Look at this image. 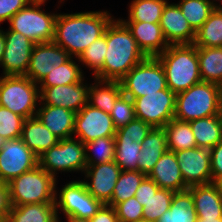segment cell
Returning <instances> with one entry per match:
<instances>
[{"mask_svg": "<svg viewBox=\"0 0 222 222\" xmlns=\"http://www.w3.org/2000/svg\"><path fill=\"white\" fill-rule=\"evenodd\" d=\"M197 147L213 148L222 141V112L190 121Z\"/></svg>", "mask_w": 222, "mask_h": 222, "instance_id": "83f0119b", "label": "cell"}, {"mask_svg": "<svg viewBox=\"0 0 222 222\" xmlns=\"http://www.w3.org/2000/svg\"><path fill=\"white\" fill-rule=\"evenodd\" d=\"M88 91V104L106 113L112 111L115 101L122 94L120 81L99 80L94 78Z\"/></svg>", "mask_w": 222, "mask_h": 222, "instance_id": "4316f807", "label": "cell"}, {"mask_svg": "<svg viewBox=\"0 0 222 222\" xmlns=\"http://www.w3.org/2000/svg\"><path fill=\"white\" fill-rule=\"evenodd\" d=\"M157 58L164 69L167 86L175 94L202 81L194 44H170Z\"/></svg>", "mask_w": 222, "mask_h": 222, "instance_id": "3957f363", "label": "cell"}, {"mask_svg": "<svg viewBox=\"0 0 222 222\" xmlns=\"http://www.w3.org/2000/svg\"><path fill=\"white\" fill-rule=\"evenodd\" d=\"M145 177L146 175L138 170L122 171L114 187L111 200L107 204L115 207L118 203L134 197Z\"/></svg>", "mask_w": 222, "mask_h": 222, "instance_id": "d590c367", "label": "cell"}, {"mask_svg": "<svg viewBox=\"0 0 222 222\" xmlns=\"http://www.w3.org/2000/svg\"><path fill=\"white\" fill-rule=\"evenodd\" d=\"M214 184L217 186L219 193L222 195V177L218 178Z\"/></svg>", "mask_w": 222, "mask_h": 222, "instance_id": "db71d44e", "label": "cell"}, {"mask_svg": "<svg viewBox=\"0 0 222 222\" xmlns=\"http://www.w3.org/2000/svg\"><path fill=\"white\" fill-rule=\"evenodd\" d=\"M21 139L38 157L60 140L36 116L24 121Z\"/></svg>", "mask_w": 222, "mask_h": 222, "instance_id": "d4e9b609", "label": "cell"}, {"mask_svg": "<svg viewBox=\"0 0 222 222\" xmlns=\"http://www.w3.org/2000/svg\"><path fill=\"white\" fill-rule=\"evenodd\" d=\"M221 112L217 84L201 81L176 94L174 119L190 122Z\"/></svg>", "mask_w": 222, "mask_h": 222, "instance_id": "277c9868", "label": "cell"}, {"mask_svg": "<svg viewBox=\"0 0 222 222\" xmlns=\"http://www.w3.org/2000/svg\"><path fill=\"white\" fill-rule=\"evenodd\" d=\"M31 0H0V25L4 21H10L22 8L26 7Z\"/></svg>", "mask_w": 222, "mask_h": 222, "instance_id": "f6af8a7d", "label": "cell"}, {"mask_svg": "<svg viewBox=\"0 0 222 222\" xmlns=\"http://www.w3.org/2000/svg\"><path fill=\"white\" fill-rule=\"evenodd\" d=\"M196 222H222V218H197Z\"/></svg>", "mask_w": 222, "mask_h": 222, "instance_id": "f5cc1de1", "label": "cell"}, {"mask_svg": "<svg viewBox=\"0 0 222 222\" xmlns=\"http://www.w3.org/2000/svg\"><path fill=\"white\" fill-rule=\"evenodd\" d=\"M44 4L31 1L11 17L9 29L21 33L35 44L53 42L58 14L41 10Z\"/></svg>", "mask_w": 222, "mask_h": 222, "instance_id": "52a82bcc", "label": "cell"}, {"mask_svg": "<svg viewBox=\"0 0 222 222\" xmlns=\"http://www.w3.org/2000/svg\"><path fill=\"white\" fill-rule=\"evenodd\" d=\"M167 0H133L129 5L128 20L122 22L160 23Z\"/></svg>", "mask_w": 222, "mask_h": 222, "instance_id": "1f68e13d", "label": "cell"}, {"mask_svg": "<svg viewBox=\"0 0 222 222\" xmlns=\"http://www.w3.org/2000/svg\"><path fill=\"white\" fill-rule=\"evenodd\" d=\"M177 5L189 25L196 32L217 7V2L211 0H180Z\"/></svg>", "mask_w": 222, "mask_h": 222, "instance_id": "e575fe53", "label": "cell"}, {"mask_svg": "<svg viewBox=\"0 0 222 222\" xmlns=\"http://www.w3.org/2000/svg\"><path fill=\"white\" fill-rule=\"evenodd\" d=\"M70 58L71 56L54 42L35 44L25 76L39 84L49 72Z\"/></svg>", "mask_w": 222, "mask_h": 222, "instance_id": "e0dca14e", "label": "cell"}, {"mask_svg": "<svg viewBox=\"0 0 222 222\" xmlns=\"http://www.w3.org/2000/svg\"><path fill=\"white\" fill-rule=\"evenodd\" d=\"M107 51L106 29L104 35L90 44L77 61L93 70L95 76L103 67Z\"/></svg>", "mask_w": 222, "mask_h": 222, "instance_id": "ab89813d", "label": "cell"}, {"mask_svg": "<svg viewBox=\"0 0 222 222\" xmlns=\"http://www.w3.org/2000/svg\"><path fill=\"white\" fill-rule=\"evenodd\" d=\"M33 2H45L46 0H31Z\"/></svg>", "mask_w": 222, "mask_h": 222, "instance_id": "6f0895ef", "label": "cell"}, {"mask_svg": "<svg viewBox=\"0 0 222 222\" xmlns=\"http://www.w3.org/2000/svg\"><path fill=\"white\" fill-rule=\"evenodd\" d=\"M89 84L84 78L77 83L53 87H39L41 105L60 106L78 112L88 103Z\"/></svg>", "mask_w": 222, "mask_h": 222, "instance_id": "ac0fdd59", "label": "cell"}, {"mask_svg": "<svg viewBox=\"0 0 222 222\" xmlns=\"http://www.w3.org/2000/svg\"><path fill=\"white\" fill-rule=\"evenodd\" d=\"M167 150V140L164 129L152 128L141 143L138 171L148 176L160 157Z\"/></svg>", "mask_w": 222, "mask_h": 222, "instance_id": "cb8c5ba5", "label": "cell"}, {"mask_svg": "<svg viewBox=\"0 0 222 222\" xmlns=\"http://www.w3.org/2000/svg\"><path fill=\"white\" fill-rule=\"evenodd\" d=\"M55 203L12 205L6 222H59ZM61 222V221H60Z\"/></svg>", "mask_w": 222, "mask_h": 222, "instance_id": "484cf974", "label": "cell"}, {"mask_svg": "<svg viewBox=\"0 0 222 222\" xmlns=\"http://www.w3.org/2000/svg\"><path fill=\"white\" fill-rule=\"evenodd\" d=\"M141 144L134 140L115 139L114 162L122 171L138 170Z\"/></svg>", "mask_w": 222, "mask_h": 222, "instance_id": "74e56055", "label": "cell"}, {"mask_svg": "<svg viewBox=\"0 0 222 222\" xmlns=\"http://www.w3.org/2000/svg\"><path fill=\"white\" fill-rule=\"evenodd\" d=\"M25 120V118L15 114L6 107L0 106V140L21 138Z\"/></svg>", "mask_w": 222, "mask_h": 222, "instance_id": "60d3db41", "label": "cell"}, {"mask_svg": "<svg viewBox=\"0 0 222 222\" xmlns=\"http://www.w3.org/2000/svg\"><path fill=\"white\" fill-rule=\"evenodd\" d=\"M180 171L186 186L212 183L211 174V148L196 147L175 151Z\"/></svg>", "mask_w": 222, "mask_h": 222, "instance_id": "9a60e30c", "label": "cell"}, {"mask_svg": "<svg viewBox=\"0 0 222 222\" xmlns=\"http://www.w3.org/2000/svg\"><path fill=\"white\" fill-rule=\"evenodd\" d=\"M197 218H222V195L217 186L209 184L189 187Z\"/></svg>", "mask_w": 222, "mask_h": 222, "instance_id": "603a6c76", "label": "cell"}, {"mask_svg": "<svg viewBox=\"0 0 222 222\" xmlns=\"http://www.w3.org/2000/svg\"><path fill=\"white\" fill-rule=\"evenodd\" d=\"M89 220L90 222H119L115 208L108 204H103L98 212Z\"/></svg>", "mask_w": 222, "mask_h": 222, "instance_id": "681fc988", "label": "cell"}, {"mask_svg": "<svg viewBox=\"0 0 222 222\" xmlns=\"http://www.w3.org/2000/svg\"><path fill=\"white\" fill-rule=\"evenodd\" d=\"M71 57L55 70L49 72L38 84L39 87H53L80 82L84 78L82 68Z\"/></svg>", "mask_w": 222, "mask_h": 222, "instance_id": "836d02e7", "label": "cell"}, {"mask_svg": "<svg viewBox=\"0 0 222 222\" xmlns=\"http://www.w3.org/2000/svg\"><path fill=\"white\" fill-rule=\"evenodd\" d=\"M5 49V37H4V30L0 29V66L2 62V56Z\"/></svg>", "mask_w": 222, "mask_h": 222, "instance_id": "f907efd6", "label": "cell"}, {"mask_svg": "<svg viewBox=\"0 0 222 222\" xmlns=\"http://www.w3.org/2000/svg\"><path fill=\"white\" fill-rule=\"evenodd\" d=\"M37 165L38 156L21 138L0 141V182L9 183Z\"/></svg>", "mask_w": 222, "mask_h": 222, "instance_id": "7c38bea8", "label": "cell"}, {"mask_svg": "<svg viewBox=\"0 0 222 222\" xmlns=\"http://www.w3.org/2000/svg\"><path fill=\"white\" fill-rule=\"evenodd\" d=\"M68 222H90L89 219L79 218L76 216H65Z\"/></svg>", "mask_w": 222, "mask_h": 222, "instance_id": "816d5d0a", "label": "cell"}, {"mask_svg": "<svg viewBox=\"0 0 222 222\" xmlns=\"http://www.w3.org/2000/svg\"><path fill=\"white\" fill-rule=\"evenodd\" d=\"M110 116L116 129L126 126L136 118L133 100L122 93L115 101Z\"/></svg>", "mask_w": 222, "mask_h": 222, "instance_id": "b9f144b4", "label": "cell"}, {"mask_svg": "<svg viewBox=\"0 0 222 222\" xmlns=\"http://www.w3.org/2000/svg\"><path fill=\"white\" fill-rule=\"evenodd\" d=\"M112 17L114 16L105 10L59 13L53 42L76 60L90 44L104 35Z\"/></svg>", "mask_w": 222, "mask_h": 222, "instance_id": "6da1fadb", "label": "cell"}, {"mask_svg": "<svg viewBox=\"0 0 222 222\" xmlns=\"http://www.w3.org/2000/svg\"><path fill=\"white\" fill-rule=\"evenodd\" d=\"M152 127L143 120L135 118L126 126L118 128L115 133V139L134 140L142 143Z\"/></svg>", "mask_w": 222, "mask_h": 222, "instance_id": "7bdbcfd3", "label": "cell"}, {"mask_svg": "<svg viewBox=\"0 0 222 222\" xmlns=\"http://www.w3.org/2000/svg\"><path fill=\"white\" fill-rule=\"evenodd\" d=\"M114 208L119 222H139L143 220V206L135 196L118 203Z\"/></svg>", "mask_w": 222, "mask_h": 222, "instance_id": "ee69618b", "label": "cell"}, {"mask_svg": "<svg viewBox=\"0 0 222 222\" xmlns=\"http://www.w3.org/2000/svg\"><path fill=\"white\" fill-rule=\"evenodd\" d=\"M57 179L37 165L9 183L11 205L55 203Z\"/></svg>", "mask_w": 222, "mask_h": 222, "instance_id": "5b68a950", "label": "cell"}, {"mask_svg": "<svg viewBox=\"0 0 222 222\" xmlns=\"http://www.w3.org/2000/svg\"><path fill=\"white\" fill-rule=\"evenodd\" d=\"M135 117L152 128H163L174 118L176 94L169 88L133 99Z\"/></svg>", "mask_w": 222, "mask_h": 222, "instance_id": "8fae6325", "label": "cell"}, {"mask_svg": "<svg viewBox=\"0 0 222 222\" xmlns=\"http://www.w3.org/2000/svg\"><path fill=\"white\" fill-rule=\"evenodd\" d=\"M85 152L87 165L114 161L115 137H102L85 143Z\"/></svg>", "mask_w": 222, "mask_h": 222, "instance_id": "8d00e7d4", "label": "cell"}, {"mask_svg": "<svg viewBox=\"0 0 222 222\" xmlns=\"http://www.w3.org/2000/svg\"><path fill=\"white\" fill-rule=\"evenodd\" d=\"M160 187L148 176H146L135 193L136 199L142 206H145L147 200L155 194Z\"/></svg>", "mask_w": 222, "mask_h": 222, "instance_id": "bcb514c9", "label": "cell"}, {"mask_svg": "<svg viewBox=\"0 0 222 222\" xmlns=\"http://www.w3.org/2000/svg\"><path fill=\"white\" fill-rule=\"evenodd\" d=\"M106 41L107 51L103 67L94 76L96 79L120 81L134 66L146 58L120 18L113 17L106 27Z\"/></svg>", "mask_w": 222, "mask_h": 222, "instance_id": "7a4b0ae2", "label": "cell"}, {"mask_svg": "<svg viewBox=\"0 0 222 222\" xmlns=\"http://www.w3.org/2000/svg\"><path fill=\"white\" fill-rule=\"evenodd\" d=\"M116 130L109 113L87 103L76 114L73 135L85 144L102 137H114Z\"/></svg>", "mask_w": 222, "mask_h": 222, "instance_id": "4fadbf2b", "label": "cell"}, {"mask_svg": "<svg viewBox=\"0 0 222 222\" xmlns=\"http://www.w3.org/2000/svg\"><path fill=\"white\" fill-rule=\"evenodd\" d=\"M219 1H220L221 3H219V4L217 3V8L220 9V10H222V6H221L222 0H219Z\"/></svg>", "mask_w": 222, "mask_h": 222, "instance_id": "9f6ffc18", "label": "cell"}, {"mask_svg": "<svg viewBox=\"0 0 222 222\" xmlns=\"http://www.w3.org/2000/svg\"><path fill=\"white\" fill-rule=\"evenodd\" d=\"M160 188L172 192L187 190L175 153L167 150L148 175Z\"/></svg>", "mask_w": 222, "mask_h": 222, "instance_id": "44dd1931", "label": "cell"}, {"mask_svg": "<svg viewBox=\"0 0 222 222\" xmlns=\"http://www.w3.org/2000/svg\"><path fill=\"white\" fill-rule=\"evenodd\" d=\"M121 172V168L114 161L87 165L83 173L86 177L83 183L87 191L95 199L100 200L103 204H107L111 200L114 187Z\"/></svg>", "mask_w": 222, "mask_h": 222, "instance_id": "2e32d148", "label": "cell"}, {"mask_svg": "<svg viewBox=\"0 0 222 222\" xmlns=\"http://www.w3.org/2000/svg\"><path fill=\"white\" fill-rule=\"evenodd\" d=\"M173 195L174 192L159 188L143 206V220L157 222L162 214L170 208Z\"/></svg>", "mask_w": 222, "mask_h": 222, "instance_id": "f35d334b", "label": "cell"}, {"mask_svg": "<svg viewBox=\"0 0 222 222\" xmlns=\"http://www.w3.org/2000/svg\"><path fill=\"white\" fill-rule=\"evenodd\" d=\"M85 144L78 138L70 137L59 140L38 157L39 166L55 179L61 172H85L87 168ZM58 172V173H57Z\"/></svg>", "mask_w": 222, "mask_h": 222, "instance_id": "9c48e42d", "label": "cell"}, {"mask_svg": "<svg viewBox=\"0 0 222 222\" xmlns=\"http://www.w3.org/2000/svg\"><path fill=\"white\" fill-rule=\"evenodd\" d=\"M162 33L167 43L194 44L196 32L189 25L176 3L167 2L160 19Z\"/></svg>", "mask_w": 222, "mask_h": 222, "instance_id": "d6986e66", "label": "cell"}, {"mask_svg": "<svg viewBox=\"0 0 222 222\" xmlns=\"http://www.w3.org/2000/svg\"><path fill=\"white\" fill-rule=\"evenodd\" d=\"M196 220L197 214L192 193L187 189L174 193L170 208L162 214L157 222H196Z\"/></svg>", "mask_w": 222, "mask_h": 222, "instance_id": "f546056e", "label": "cell"}, {"mask_svg": "<svg viewBox=\"0 0 222 222\" xmlns=\"http://www.w3.org/2000/svg\"><path fill=\"white\" fill-rule=\"evenodd\" d=\"M120 83L122 93L132 100L168 88L164 69L157 57H146Z\"/></svg>", "mask_w": 222, "mask_h": 222, "instance_id": "ba28073f", "label": "cell"}, {"mask_svg": "<svg viewBox=\"0 0 222 222\" xmlns=\"http://www.w3.org/2000/svg\"><path fill=\"white\" fill-rule=\"evenodd\" d=\"M212 182L222 177V141L211 148L210 156Z\"/></svg>", "mask_w": 222, "mask_h": 222, "instance_id": "7dc6e473", "label": "cell"}, {"mask_svg": "<svg viewBox=\"0 0 222 222\" xmlns=\"http://www.w3.org/2000/svg\"><path fill=\"white\" fill-rule=\"evenodd\" d=\"M219 94H220V106L222 110V83L219 85Z\"/></svg>", "mask_w": 222, "mask_h": 222, "instance_id": "11a10c76", "label": "cell"}, {"mask_svg": "<svg viewBox=\"0 0 222 222\" xmlns=\"http://www.w3.org/2000/svg\"><path fill=\"white\" fill-rule=\"evenodd\" d=\"M11 207L8 183L0 182V222H6Z\"/></svg>", "mask_w": 222, "mask_h": 222, "instance_id": "c3c4849f", "label": "cell"}, {"mask_svg": "<svg viewBox=\"0 0 222 222\" xmlns=\"http://www.w3.org/2000/svg\"><path fill=\"white\" fill-rule=\"evenodd\" d=\"M63 186L60 192L55 190V208L57 214L59 209H61L60 211L65 216L91 219L102 207L103 203L95 199L87 191L82 180L69 181V183Z\"/></svg>", "mask_w": 222, "mask_h": 222, "instance_id": "30bf717a", "label": "cell"}, {"mask_svg": "<svg viewBox=\"0 0 222 222\" xmlns=\"http://www.w3.org/2000/svg\"><path fill=\"white\" fill-rule=\"evenodd\" d=\"M39 103V86L27 76L0 77V106L27 119L36 116Z\"/></svg>", "mask_w": 222, "mask_h": 222, "instance_id": "8992f818", "label": "cell"}, {"mask_svg": "<svg viewBox=\"0 0 222 222\" xmlns=\"http://www.w3.org/2000/svg\"><path fill=\"white\" fill-rule=\"evenodd\" d=\"M196 47H222V10L217 7L196 31Z\"/></svg>", "mask_w": 222, "mask_h": 222, "instance_id": "d6a6232c", "label": "cell"}, {"mask_svg": "<svg viewBox=\"0 0 222 222\" xmlns=\"http://www.w3.org/2000/svg\"><path fill=\"white\" fill-rule=\"evenodd\" d=\"M76 112L60 106L40 105L36 117L60 140L73 137Z\"/></svg>", "mask_w": 222, "mask_h": 222, "instance_id": "7402d4cb", "label": "cell"}, {"mask_svg": "<svg viewBox=\"0 0 222 222\" xmlns=\"http://www.w3.org/2000/svg\"><path fill=\"white\" fill-rule=\"evenodd\" d=\"M3 76H25L35 43L19 32L4 31Z\"/></svg>", "mask_w": 222, "mask_h": 222, "instance_id": "5bb4252c", "label": "cell"}, {"mask_svg": "<svg viewBox=\"0 0 222 222\" xmlns=\"http://www.w3.org/2000/svg\"><path fill=\"white\" fill-rule=\"evenodd\" d=\"M135 38L139 49L146 57H157L169 44L165 40L159 23L123 22Z\"/></svg>", "mask_w": 222, "mask_h": 222, "instance_id": "ffe728a7", "label": "cell"}, {"mask_svg": "<svg viewBox=\"0 0 222 222\" xmlns=\"http://www.w3.org/2000/svg\"><path fill=\"white\" fill-rule=\"evenodd\" d=\"M169 151L175 152L196 148L194 134L189 122L171 119L164 127Z\"/></svg>", "mask_w": 222, "mask_h": 222, "instance_id": "4dcf8cb0", "label": "cell"}, {"mask_svg": "<svg viewBox=\"0 0 222 222\" xmlns=\"http://www.w3.org/2000/svg\"><path fill=\"white\" fill-rule=\"evenodd\" d=\"M201 80L222 83V47H197Z\"/></svg>", "mask_w": 222, "mask_h": 222, "instance_id": "f1b7e54d", "label": "cell"}]
</instances>
